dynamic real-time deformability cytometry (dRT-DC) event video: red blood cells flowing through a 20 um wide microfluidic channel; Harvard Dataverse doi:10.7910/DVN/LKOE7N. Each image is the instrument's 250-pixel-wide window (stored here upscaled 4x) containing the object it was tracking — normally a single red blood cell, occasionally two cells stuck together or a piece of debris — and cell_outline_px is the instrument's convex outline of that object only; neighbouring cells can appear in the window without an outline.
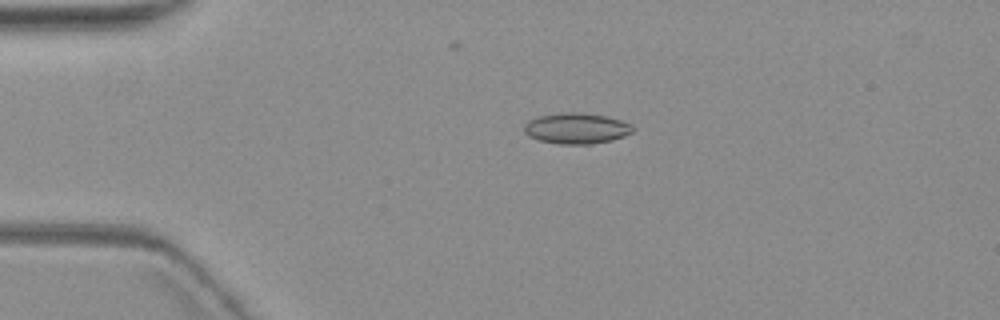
{"species": "common noctule bat (a hibernating species)", "species_latin": "Nyctalus noctula", "temperature_condition": "warm", "stored_images_in_passage": 5, "camera_frame_rate_fps": 3000, "um_per_image_px": 0.085, "animal": {"sex": "female", "body_mass_g": 19.3, "forearm_length_mm": 54.1}, "frame": {"image": 1, "passage_image": 2, "time_ms": 2.667, "image_size_px": [1000, 320], "cell_outline_px": [[636, 128], [632, 132], [624, 136], [612, 140], [592, 144], [560, 144], [540, 140], [528, 136], [524, 132], [524, 124], [528, 120], [536, 116], [564, 112], [576, 112], [608, 116], [632, 124]], "centroid_in_image_um": [49.0, 10.9], "position_along_channel_um": 36.0, "area_um2": 19.71}}
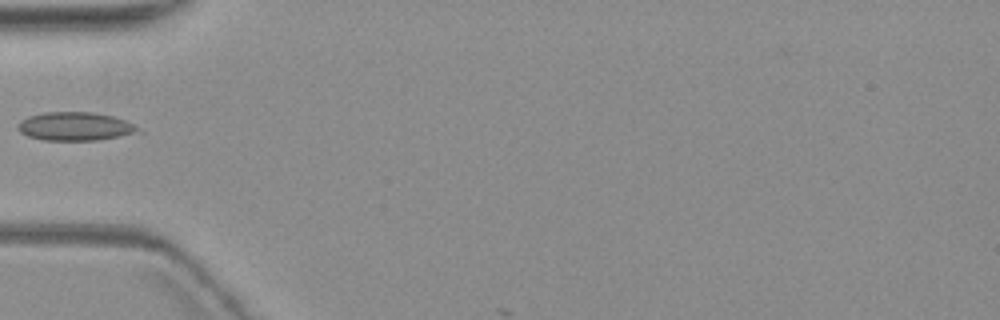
{"frame": {"image": 2, "passage_image": 4, "time_ms": 5.0, "image_size_px": [1000, 320], "cell_outline_px": [[144, 132], [100, 140], [44, 140], [28, 136], [20, 132], [16, 128], [20, 120], [28, 116], [44, 112], [92, 112], [112, 116], [124, 120], [132, 124]], "centroid_in_image_um": [6.38, 10.75], "position_along_channel_um": 78.6, "area_um2": 20.06}}
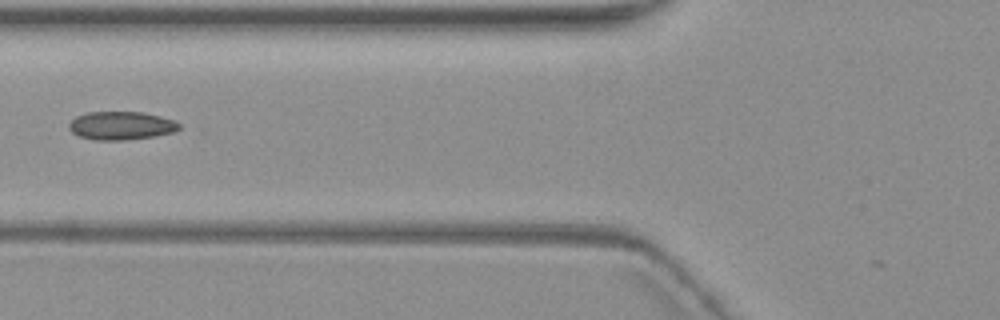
{"frame": {"image": 3, "passage_image": 5, "time_ms": 6.0, "image_size_px": [1000, 320], "cell_outline_px": [[180, 128], [172, 132], [156, 136], [124, 140], [96, 140], [80, 136], [72, 132], [68, 128], [68, 124], [76, 116], [88, 112], [144, 112], [160, 116], [172, 120], [180, 124]], "centroid_in_image_um": [10.28, 10.68], "position_along_channel_um": 115.5, "area_um2": 18.09}}